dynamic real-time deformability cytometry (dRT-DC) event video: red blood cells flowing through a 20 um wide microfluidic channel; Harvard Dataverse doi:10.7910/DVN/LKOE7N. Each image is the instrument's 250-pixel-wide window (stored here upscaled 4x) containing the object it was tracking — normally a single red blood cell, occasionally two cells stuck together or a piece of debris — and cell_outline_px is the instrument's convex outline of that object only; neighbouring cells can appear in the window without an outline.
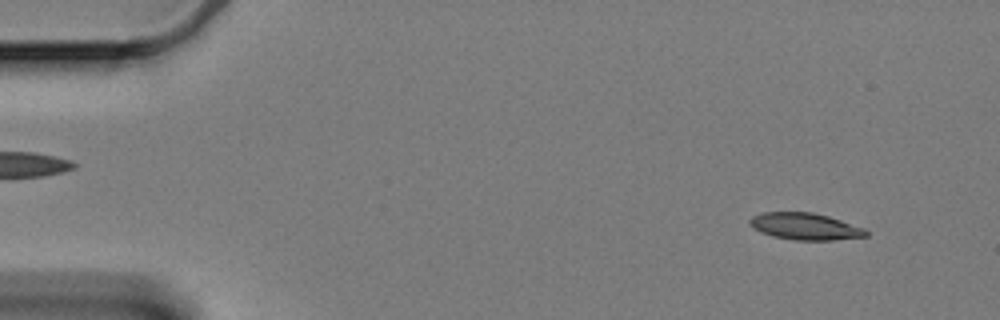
{"species": "Egyptian fruit bat (a non-hibernating species)", "species_latin": "Rousettus aegyptiacus", "temperature_condition": "cold", "stored_images_in_passage": 18, "camera_frame_rate_fps": 3000, "um_per_image_px": 0.085, "animal": {"sex": "female"}, "frame": {"image": 1, "passage_image": 5, "time_ms": 1.333, "image_size_px": [1000, 320], "cell_outline_px": [[868, 236], [832, 240], [792, 240], [772, 236], [760, 232], [752, 228], [748, 224], [748, 220], [752, 216], [764, 212], [812, 212], [828, 216], [864, 228], [868, 232]], "centroid_in_image_um": [68.39, 19.25], "position_along_channel_um": 16.6, "area_um2": 18.26}}
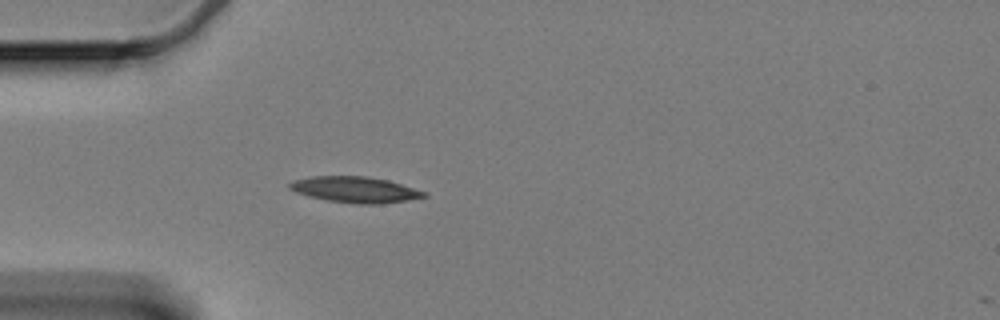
{"frame": {"image": 2, "passage_image": 17, "time_ms": 5.333, "image_size_px": [1000, 320], "cell_outline_px": [[428, 196], [380, 204], [360, 204], [328, 200], [308, 196], [296, 192], [288, 188], [288, 184], [296, 180], [312, 176], [368, 176], [388, 180], [428, 192]], "centroid_in_image_um": [30.2, 16.11], "position_along_channel_um": 54.8, "area_um2": 20.17}}